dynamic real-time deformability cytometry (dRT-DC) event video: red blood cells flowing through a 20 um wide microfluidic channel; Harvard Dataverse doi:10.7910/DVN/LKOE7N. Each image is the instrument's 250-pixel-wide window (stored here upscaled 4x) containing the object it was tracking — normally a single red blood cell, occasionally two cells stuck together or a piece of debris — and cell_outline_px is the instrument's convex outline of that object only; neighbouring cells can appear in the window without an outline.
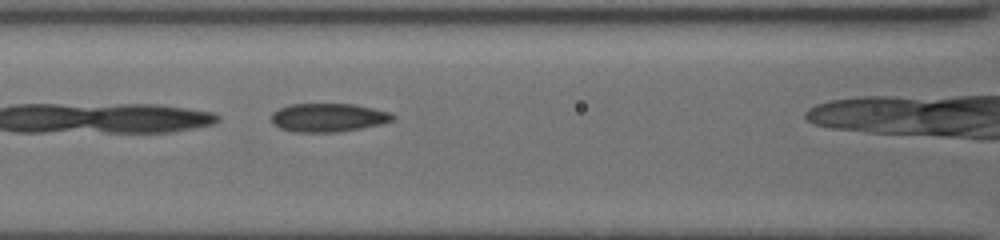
{"species": "common noctule bat (a hibernating species)", "species_latin": "Nyctalus noctula", "temperature_condition": "cold", "stored_images_in_passage": 21, "camera_frame_rate_fps": 3000, "um_per_image_px": 0.085, "animal": {"sex": "female", "body_mass_g": 19.5, "forearm_length_mm": 54.1}, "frame": {"image": 1, "passage_image": 4, "time_ms": 1.0, "image_size_px": [1000, 240], "cell_outline_px": [[396, 116], [392, 120], [380, 124], [360, 128], [336, 132], [296, 132], [280, 128], [272, 120], [272, 112], [288, 104], [356, 104], [392, 112]], "centroid_in_image_um": [27.93, 9.98], "position_along_channel_um": 138.7, "area_um2": 20.11}}